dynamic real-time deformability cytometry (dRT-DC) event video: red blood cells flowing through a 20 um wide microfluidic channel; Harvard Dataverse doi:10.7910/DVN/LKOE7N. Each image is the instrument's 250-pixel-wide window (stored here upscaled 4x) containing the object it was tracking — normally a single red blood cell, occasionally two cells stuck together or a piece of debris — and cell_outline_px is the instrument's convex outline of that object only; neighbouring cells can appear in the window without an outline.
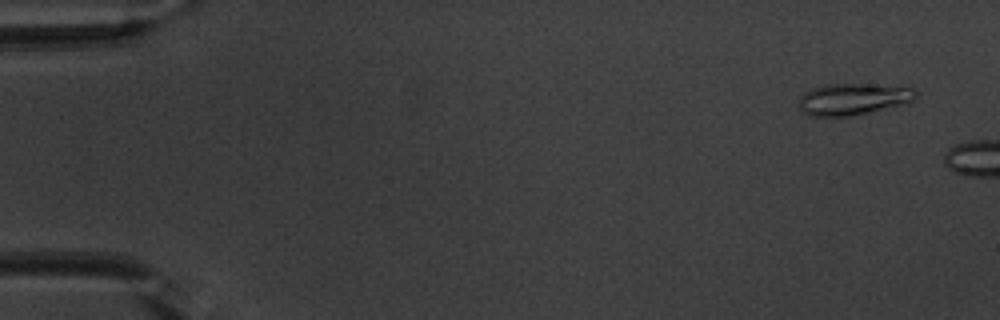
{"species": "common noctule bat (a hibernating species)", "species_latin": "Nyctalus noctula", "temperature_condition": "warm", "stored_images_in_passage": 7, "camera_frame_rate_fps": 3000, "um_per_image_px": 0.085, "animal": {"sex": "male", "body_mass_g": 20.1, "forearm_length_mm": 53.5}, "frame": {"image": 1, "passage_image": 3, "time_ms": 0.667, "image_size_px": [1000, 320], "cell_outline_px": [[916, 96], [908, 104], [892, 108], [848, 116], [808, 116], [800, 108], [800, 96], [804, 92], [812, 88], [828, 84], [868, 84], [912, 88], [916, 92]], "centroid_in_image_um": [72.52, 8.43], "position_along_channel_um": 12.5, "area_um2": 21.56}}